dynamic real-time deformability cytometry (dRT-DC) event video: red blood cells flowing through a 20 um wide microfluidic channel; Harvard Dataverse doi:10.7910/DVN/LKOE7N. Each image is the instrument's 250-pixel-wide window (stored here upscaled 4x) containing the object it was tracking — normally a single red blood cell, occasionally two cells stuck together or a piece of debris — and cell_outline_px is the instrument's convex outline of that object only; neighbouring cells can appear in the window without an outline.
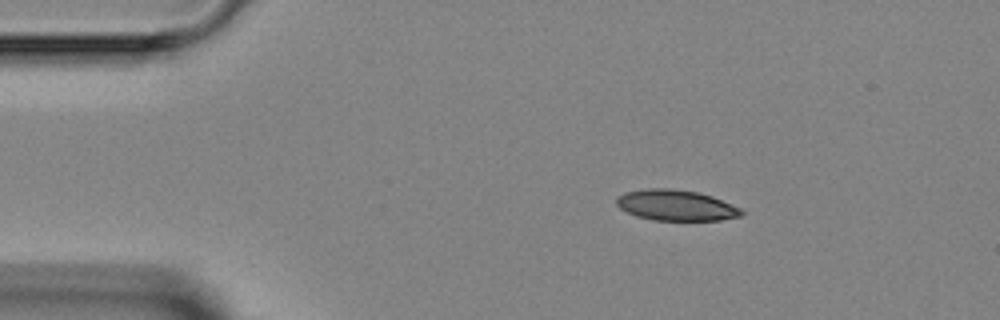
{"species": "Egyptian fruit bat (a non-hibernating species)", "species_latin": "Rousettus aegyptiacus", "temperature_condition": "room temperature", "stored_images_in_passage": 4, "camera_frame_rate_fps": 3000, "um_per_image_px": 0.085, "animal": {"sex": "female"}, "frame": {"image": 1, "passage_image": 1, "time_ms": 0.0, "image_size_px": [1000, 320], "cell_outline_px": [[744, 212], [740, 216], [720, 220], [652, 220], [636, 216], [620, 208], [616, 204], [616, 196], [624, 192], [648, 188], [668, 188], [696, 192], [712, 196], [740, 208]], "centroid_in_image_um": [57.42, 17.45], "position_along_channel_um": 27.6, "area_um2": 22.31}}
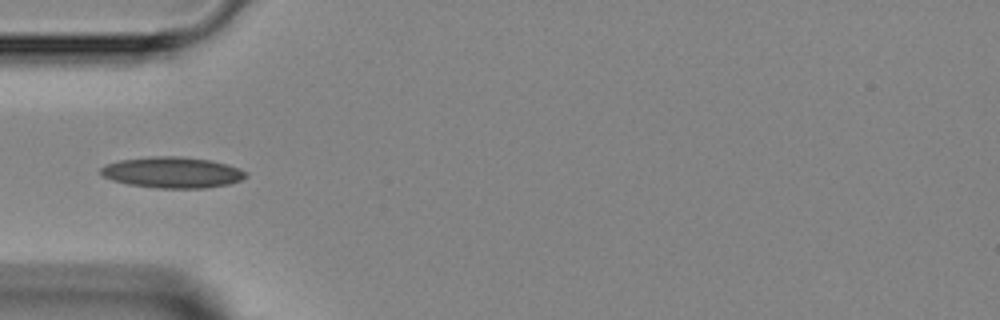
{"frame": {"image": 2, "passage_image": 3, "time_ms": 2.333, "image_size_px": [1000, 320], "cell_outline_px": [[248, 176], [240, 180], [228, 184], [204, 188], [156, 188], [128, 184], [112, 180], [104, 176], [100, 172], [100, 168], [108, 164], [120, 160], [152, 156], [180, 156], [208, 160], [228, 164], [248, 172]], "centroid_in_image_um": [14.67, 14.66], "position_along_channel_um": 70.3, "area_um2": 26.13}}
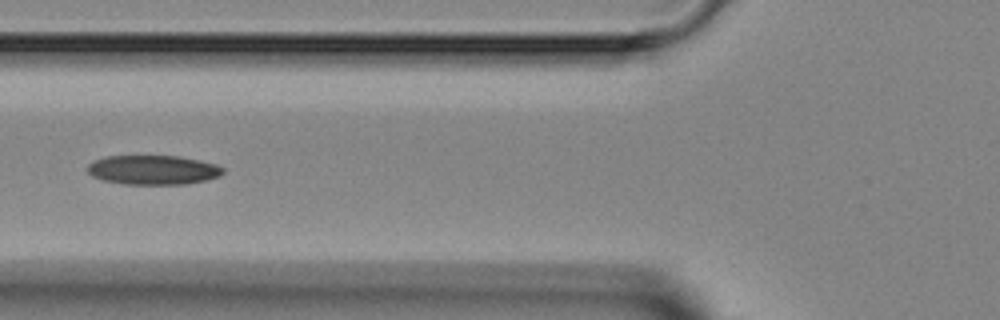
{"frame": {"image": 3, "passage_image": 4, "time_ms": 3.333, "image_size_px": [1000, 320], "cell_outline_px": [[224, 172], [220, 176], [204, 180], [184, 184], [124, 184], [104, 180], [92, 176], [88, 172], [88, 164], [92, 160], [108, 156], [180, 156], [200, 160], [216, 164], [224, 168]], "centroid_in_image_um": [13.01, 14.43], "position_along_channel_um": 112.8, "area_um2": 23.18}}